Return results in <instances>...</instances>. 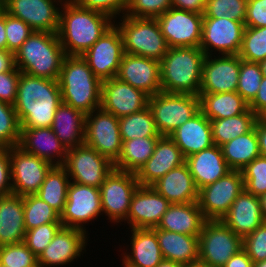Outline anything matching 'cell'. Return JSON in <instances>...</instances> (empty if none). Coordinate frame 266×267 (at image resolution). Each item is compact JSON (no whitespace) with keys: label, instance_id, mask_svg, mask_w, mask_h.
I'll list each match as a JSON object with an SVG mask.
<instances>
[{"label":"cell","instance_id":"cell-44","mask_svg":"<svg viewBox=\"0 0 266 267\" xmlns=\"http://www.w3.org/2000/svg\"><path fill=\"white\" fill-rule=\"evenodd\" d=\"M263 74L259 63L247 62L241 59L237 93L250 104L257 95Z\"/></svg>","mask_w":266,"mask_h":267},{"label":"cell","instance_id":"cell-29","mask_svg":"<svg viewBox=\"0 0 266 267\" xmlns=\"http://www.w3.org/2000/svg\"><path fill=\"white\" fill-rule=\"evenodd\" d=\"M171 204L198 201V189L186 163L170 170L151 185Z\"/></svg>","mask_w":266,"mask_h":267},{"label":"cell","instance_id":"cell-8","mask_svg":"<svg viewBox=\"0 0 266 267\" xmlns=\"http://www.w3.org/2000/svg\"><path fill=\"white\" fill-rule=\"evenodd\" d=\"M243 239L222 220H206L198 236L199 262L223 267L240 250Z\"/></svg>","mask_w":266,"mask_h":267},{"label":"cell","instance_id":"cell-10","mask_svg":"<svg viewBox=\"0 0 266 267\" xmlns=\"http://www.w3.org/2000/svg\"><path fill=\"white\" fill-rule=\"evenodd\" d=\"M119 118L101 107L86 115L84 144L115 162L121 153Z\"/></svg>","mask_w":266,"mask_h":267},{"label":"cell","instance_id":"cell-1","mask_svg":"<svg viewBox=\"0 0 266 267\" xmlns=\"http://www.w3.org/2000/svg\"><path fill=\"white\" fill-rule=\"evenodd\" d=\"M61 103L58 80L20 73L17 96L13 104L20 128L51 127Z\"/></svg>","mask_w":266,"mask_h":267},{"label":"cell","instance_id":"cell-42","mask_svg":"<svg viewBox=\"0 0 266 267\" xmlns=\"http://www.w3.org/2000/svg\"><path fill=\"white\" fill-rule=\"evenodd\" d=\"M238 56L244 61L255 63L266 59V26L245 27Z\"/></svg>","mask_w":266,"mask_h":267},{"label":"cell","instance_id":"cell-51","mask_svg":"<svg viewBox=\"0 0 266 267\" xmlns=\"http://www.w3.org/2000/svg\"><path fill=\"white\" fill-rule=\"evenodd\" d=\"M242 249L253 263L266 260V222L243 238Z\"/></svg>","mask_w":266,"mask_h":267},{"label":"cell","instance_id":"cell-18","mask_svg":"<svg viewBox=\"0 0 266 267\" xmlns=\"http://www.w3.org/2000/svg\"><path fill=\"white\" fill-rule=\"evenodd\" d=\"M62 4L59 0H3L4 11L34 31L57 33ZM57 4V5H56Z\"/></svg>","mask_w":266,"mask_h":267},{"label":"cell","instance_id":"cell-54","mask_svg":"<svg viewBox=\"0 0 266 267\" xmlns=\"http://www.w3.org/2000/svg\"><path fill=\"white\" fill-rule=\"evenodd\" d=\"M245 27L266 26V0H248Z\"/></svg>","mask_w":266,"mask_h":267},{"label":"cell","instance_id":"cell-53","mask_svg":"<svg viewBox=\"0 0 266 267\" xmlns=\"http://www.w3.org/2000/svg\"><path fill=\"white\" fill-rule=\"evenodd\" d=\"M20 73L16 66L11 71L0 73V101L15 103Z\"/></svg>","mask_w":266,"mask_h":267},{"label":"cell","instance_id":"cell-39","mask_svg":"<svg viewBox=\"0 0 266 267\" xmlns=\"http://www.w3.org/2000/svg\"><path fill=\"white\" fill-rule=\"evenodd\" d=\"M69 183L66 169L63 166H53L36 195L61 214L67 200Z\"/></svg>","mask_w":266,"mask_h":267},{"label":"cell","instance_id":"cell-60","mask_svg":"<svg viewBox=\"0 0 266 267\" xmlns=\"http://www.w3.org/2000/svg\"><path fill=\"white\" fill-rule=\"evenodd\" d=\"M14 67V54L7 50H0V73L11 71Z\"/></svg>","mask_w":266,"mask_h":267},{"label":"cell","instance_id":"cell-21","mask_svg":"<svg viewBox=\"0 0 266 267\" xmlns=\"http://www.w3.org/2000/svg\"><path fill=\"white\" fill-rule=\"evenodd\" d=\"M171 203L152 186H138L125 221L134 228H156Z\"/></svg>","mask_w":266,"mask_h":267},{"label":"cell","instance_id":"cell-11","mask_svg":"<svg viewBox=\"0 0 266 267\" xmlns=\"http://www.w3.org/2000/svg\"><path fill=\"white\" fill-rule=\"evenodd\" d=\"M139 186L136 173L113 169L100 186L103 214L113 223L125 222L133 193Z\"/></svg>","mask_w":266,"mask_h":267},{"label":"cell","instance_id":"cell-2","mask_svg":"<svg viewBox=\"0 0 266 267\" xmlns=\"http://www.w3.org/2000/svg\"><path fill=\"white\" fill-rule=\"evenodd\" d=\"M61 6L57 35L66 55L82 56L114 25L111 17L82 8L75 1Z\"/></svg>","mask_w":266,"mask_h":267},{"label":"cell","instance_id":"cell-65","mask_svg":"<svg viewBox=\"0 0 266 267\" xmlns=\"http://www.w3.org/2000/svg\"><path fill=\"white\" fill-rule=\"evenodd\" d=\"M183 267H209V266L198 261L197 263L183 265Z\"/></svg>","mask_w":266,"mask_h":267},{"label":"cell","instance_id":"cell-32","mask_svg":"<svg viewBox=\"0 0 266 267\" xmlns=\"http://www.w3.org/2000/svg\"><path fill=\"white\" fill-rule=\"evenodd\" d=\"M26 228L23 197L11 194L0 197V246L22 243Z\"/></svg>","mask_w":266,"mask_h":267},{"label":"cell","instance_id":"cell-66","mask_svg":"<svg viewBox=\"0 0 266 267\" xmlns=\"http://www.w3.org/2000/svg\"><path fill=\"white\" fill-rule=\"evenodd\" d=\"M253 267H266V260L254 263Z\"/></svg>","mask_w":266,"mask_h":267},{"label":"cell","instance_id":"cell-23","mask_svg":"<svg viewBox=\"0 0 266 267\" xmlns=\"http://www.w3.org/2000/svg\"><path fill=\"white\" fill-rule=\"evenodd\" d=\"M87 240V232L62 227L38 257L39 267L68 265L86 251Z\"/></svg>","mask_w":266,"mask_h":267},{"label":"cell","instance_id":"cell-56","mask_svg":"<svg viewBox=\"0 0 266 267\" xmlns=\"http://www.w3.org/2000/svg\"><path fill=\"white\" fill-rule=\"evenodd\" d=\"M249 109L257 116L266 115V77L262 78L257 95L249 104Z\"/></svg>","mask_w":266,"mask_h":267},{"label":"cell","instance_id":"cell-19","mask_svg":"<svg viewBox=\"0 0 266 267\" xmlns=\"http://www.w3.org/2000/svg\"><path fill=\"white\" fill-rule=\"evenodd\" d=\"M149 95L117 77L101 84V108L116 117L137 113L148 107Z\"/></svg>","mask_w":266,"mask_h":267},{"label":"cell","instance_id":"cell-31","mask_svg":"<svg viewBox=\"0 0 266 267\" xmlns=\"http://www.w3.org/2000/svg\"><path fill=\"white\" fill-rule=\"evenodd\" d=\"M131 234V252L122 253L124 267H157L164 258L155 231L134 228L131 229Z\"/></svg>","mask_w":266,"mask_h":267},{"label":"cell","instance_id":"cell-68","mask_svg":"<svg viewBox=\"0 0 266 267\" xmlns=\"http://www.w3.org/2000/svg\"><path fill=\"white\" fill-rule=\"evenodd\" d=\"M4 11V4L0 3V14Z\"/></svg>","mask_w":266,"mask_h":267},{"label":"cell","instance_id":"cell-38","mask_svg":"<svg viewBox=\"0 0 266 267\" xmlns=\"http://www.w3.org/2000/svg\"><path fill=\"white\" fill-rule=\"evenodd\" d=\"M256 119L257 115L248 108L244 113L234 117L210 120L213 143L220 147L249 132L255 126Z\"/></svg>","mask_w":266,"mask_h":267},{"label":"cell","instance_id":"cell-36","mask_svg":"<svg viewBox=\"0 0 266 267\" xmlns=\"http://www.w3.org/2000/svg\"><path fill=\"white\" fill-rule=\"evenodd\" d=\"M220 147L222 155L231 170H242L261 155L255 126L249 132L234 138Z\"/></svg>","mask_w":266,"mask_h":267},{"label":"cell","instance_id":"cell-43","mask_svg":"<svg viewBox=\"0 0 266 267\" xmlns=\"http://www.w3.org/2000/svg\"><path fill=\"white\" fill-rule=\"evenodd\" d=\"M20 122L13 105L0 101V148L18 146Z\"/></svg>","mask_w":266,"mask_h":267},{"label":"cell","instance_id":"cell-27","mask_svg":"<svg viewBox=\"0 0 266 267\" xmlns=\"http://www.w3.org/2000/svg\"><path fill=\"white\" fill-rule=\"evenodd\" d=\"M169 137L179 147L184 158L214 145L210 120L201 110L170 133Z\"/></svg>","mask_w":266,"mask_h":267},{"label":"cell","instance_id":"cell-45","mask_svg":"<svg viewBox=\"0 0 266 267\" xmlns=\"http://www.w3.org/2000/svg\"><path fill=\"white\" fill-rule=\"evenodd\" d=\"M248 0H207L203 18L227 17L244 22Z\"/></svg>","mask_w":266,"mask_h":267},{"label":"cell","instance_id":"cell-55","mask_svg":"<svg viewBox=\"0 0 266 267\" xmlns=\"http://www.w3.org/2000/svg\"><path fill=\"white\" fill-rule=\"evenodd\" d=\"M13 194L10 148H0V197Z\"/></svg>","mask_w":266,"mask_h":267},{"label":"cell","instance_id":"cell-47","mask_svg":"<svg viewBox=\"0 0 266 267\" xmlns=\"http://www.w3.org/2000/svg\"><path fill=\"white\" fill-rule=\"evenodd\" d=\"M0 264L9 267H39L38 257L23 242L0 246Z\"/></svg>","mask_w":266,"mask_h":267},{"label":"cell","instance_id":"cell-41","mask_svg":"<svg viewBox=\"0 0 266 267\" xmlns=\"http://www.w3.org/2000/svg\"><path fill=\"white\" fill-rule=\"evenodd\" d=\"M22 197L26 231L48 223H61L60 214L39 196L30 194Z\"/></svg>","mask_w":266,"mask_h":267},{"label":"cell","instance_id":"cell-37","mask_svg":"<svg viewBox=\"0 0 266 267\" xmlns=\"http://www.w3.org/2000/svg\"><path fill=\"white\" fill-rule=\"evenodd\" d=\"M159 137H139L122 141L119 158L114 162V168L137 173L154 152Z\"/></svg>","mask_w":266,"mask_h":267},{"label":"cell","instance_id":"cell-9","mask_svg":"<svg viewBox=\"0 0 266 267\" xmlns=\"http://www.w3.org/2000/svg\"><path fill=\"white\" fill-rule=\"evenodd\" d=\"M70 181L100 188L114 169V163L86 144L68 149L62 165Z\"/></svg>","mask_w":266,"mask_h":267},{"label":"cell","instance_id":"cell-33","mask_svg":"<svg viewBox=\"0 0 266 267\" xmlns=\"http://www.w3.org/2000/svg\"><path fill=\"white\" fill-rule=\"evenodd\" d=\"M165 260L187 265L199 261L198 236L152 228Z\"/></svg>","mask_w":266,"mask_h":267},{"label":"cell","instance_id":"cell-3","mask_svg":"<svg viewBox=\"0 0 266 267\" xmlns=\"http://www.w3.org/2000/svg\"><path fill=\"white\" fill-rule=\"evenodd\" d=\"M62 102L85 115L101 106L102 82L82 56L66 55L58 78Z\"/></svg>","mask_w":266,"mask_h":267},{"label":"cell","instance_id":"cell-49","mask_svg":"<svg viewBox=\"0 0 266 267\" xmlns=\"http://www.w3.org/2000/svg\"><path fill=\"white\" fill-rule=\"evenodd\" d=\"M172 7L171 0H129L126 16L156 19Z\"/></svg>","mask_w":266,"mask_h":267},{"label":"cell","instance_id":"cell-62","mask_svg":"<svg viewBox=\"0 0 266 267\" xmlns=\"http://www.w3.org/2000/svg\"><path fill=\"white\" fill-rule=\"evenodd\" d=\"M157 267H183L182 264L163 259Z\"/></svg>","mask_w":266,"mask_h":267},{"label":"cell","instance_id":"cell-52","mask_svg":"<svg viewBox=\"0 0 266 267\" xmlns=\"http://www.w3.org/2000/svg\"><path fill=\"white\" fill-rule=\"evenodd\" d=\"M82 8L103 13L112 19L117 15H125L129 0H75Z\"/></svg>","mask_w":266,"mask_h":267},{"label":"cell","instance_id":"cell-20","mask_svg":"<svg viewBox=\"0 0 266 267\" xmlns=\"http://www.w3.org/2000/svg\"><path fill=\"white\" fill-rule=\"evenodd\" d=\"M213 57L206 56L203 61L199 93L236 92L241 58L238 55Z\"/></svg>","mask_w":266,"mask_h":267},{"label":"cell","instance_id":"cell-17","mask_svg":"<svg viewBox=\"0 0 266 267\" xmlns=\"http://www.w3.org/2000/svg\"><path fill=\"white\" fill-rule=\"evenodd\" d=\"M11 180L14 195L36 194L53 165L26 153L19 146L10 148Z\"/></svg>","mask_w":266,"mask_h":267},{"label":"cell","instance_id":"cell-64","mask_svg":"<svg viewBox=\"0 0 266 267\" xmlns=\"http://www.w3.org/2000/svg\"><path fill=\"white\" fill-rule=\"evenodd\" d=\"M259 65H260L263 77H266V59L261 61V62H259Z\"/></svg>","mask_w":266,"mask_h":267},{"label":"cell","instance_id":"cell-15","mask_svg":"<svg viewBox=\"0 0 266 267\" xmlns=\"http://www.w3.org/2000/svg\"><path fill=\"white\" fill-rule=\"evenodd\" d=\"M156 20L169 48L199 47L203 14L171 7Z\"/></svg>","mask_w":266,"mask_h":267},{"label":"cell","instance_id":"cell-5","mask_svg":"<svg viewBox=\"0 0 266 267\" xmlns=\"http://www.w3.org/2000/svg\"><path fill=\"white\" fill-rule=\"evenodd\" d=\"M66 56L57 33L34 31L14 54L20 72L58 80Z\"/></svg>","mask_w":266,"mask_h":267},{"label":"cell","instance_id":"cell-63","mask_svg":"<svg viewBox=\"0 0 266 267\" xmlns=\"http://www.w3.org/2000/svg\"><path fill=\"white\" fill-rule=\"evenodd\" d=\"M259 198H260L261 212L266 222V193L260 196Z\"/></svg>","mask_w":266,"mask_h":267},{"label":"cell","instance_id":"cell-25","mask_svg":"<svg viewBox=\"0 0 266 267\" xmlns=\"http://www.w3.org/2000/svg\"><path fill=\"white\" fill-rule=\"evenodd\" d=\"M18 146L53 166H62L68 151L51 127L21 128Z\"/></svg>","mask_w":266,"mask_h":267},{"label":"cell","instance_id":"cell-22","mask_svg":"<svg viewBox=\"0 0 266 267\" xmlns=\"http://www.w3.org/2000/svg\"><path fill=\"white\" fill-rule=\"evenodd\" d=\"M149 96L162 92L160 61L125 53L116 76Z\"/></svg>","mask_w":266,"mask_h":267},{"label":"cell","instance_id":"cell-12","mask_svg":"<svg viewBox=\"0 0 266 267\" xmlns=\"http://www.w3.org/2000/svg\"><path fill=\"white\" fill-rule=\"evenodd\" d=\"M244 189L240 170H231L224 177L198 191V206L206 220H221Z\"/></svg>","mask_w":266,"mask_h":267},{"label":"cell","instance_id":"cell-35","mask_svg":"<svg viewBox=\"0 0 266 267\" xmlns=\"http://www.w3.org/2000/svg\"><path fill=\"white\" fill-rule=\"evenodd\" d=\"M200 110L209 120L234 117L244 113L249 104L237 92L199 93Z\"/></svg>","mask_w":266,"mask_h":267},{"label":"cell","instance_id":"cell-24","mask_svg":"<svg viewBox=\"0 0 266 267\" xmlns=\"http://www.w3.org/2000/svg\"><path fill=\"white\" fill-rule=\"evenodd\" d=\"M183 163L185 158L179 147L169 136L161 135L152 156L136 173L139 185L151 186L170 170Z\"/></svg>","mask_w":266,"mask_h":267},{"label":"cell","instance_id":"cell-57","mask_svg":"<svg viewBox=\"0 0 266 267\" xmlns=\"http://www.w3.org/2000/svg\"><path fill=\"white\" fill-rule=\"evenodd\" d=\"M172 7L180 10L203 14L207 0H171Z\"/></svg>","mask_w":266,"mask_h":267},{"label":"cell","instance_id":"cell-69","mask_svg":"<svg viewBox=\"0 0 266 267\" xmlns=\"http://www.w3.org/2000/svg\"><path fill=\"white\" fill-rule=\"evenodd\" d=\"M0 267H9V266H6V265H1V264H0Z\"/></svg>","mask_w":266,"mask_h":267},{"label":"cell","instance_id":"cell-50","mask_svg":"<svg viewBox=\"0 0 266 267\" xmlns=\"http://www.w3.org/2000/svg\"><path fill=\"white\" fill-rule=\"evenodd\" d=\"M7 51L15 54L34 30L21 19L5 12Z\"/></svg>","mask_w":266,"mask_h":267},{"label":"cell","instance_id":"cell-26","mask_svg":"<svg viewBox=\"0 0 266 267\" xmlns=\"http://www.w3.org/2000/svg\"><path fill=\"white\" fill-rule=\"evenodd\" d=\"M221 220L243 239L265 222L260 198L243 189Z\"/></svg>","mask_w":266,"mask_h":267},{"label":"cell","instance_id":"cell-4","mask_svg":"<svg viewBox=\"0 0 266 267\" xmlns=\"http://www.w3.org/2000/svg\"><path fill=\"white\" fill-rule=\"evenodd\" d=\"M206 55L200 47H172L160 61L162 92L198 96Z\"/></svg>","mask_w":266,"mask_h":267},{"label":"cell","instance_id":"cell-6","mask_svg":"<svg viewBox=\"0 0 266 267\" xmlns=\"http://www.w3.org/2000/svg\"><path fill=\"white\" fill-rule=\"evenodd\" d=\"M115 24L121 32L124 52L161 61L169 47L156 19L122 16Z\"/></svg>","mask_w":266,"mask_h":267},{"label":"cell","instance_id":"cell-40","mask_svg":"<svg viewBox=\"0 0 266 267\" xmlns=\"http://www.w3.org/2000/svg\"><path fill=\"white\" fill-rule=\"evenodd\" d=\"M119 130L122 141L161 136L148 107L140 112L120 117Z\"/></svg>","mask_w":266,"mask_h":267},{"label":"cell","instance_id":"cell-48","mask_svg":"<svg viewBox=\"0 0 266 267\" xmlns=\"http://www.w3.org/2000/svg\"><path fill=\"white\" fill-rule=\"evenodd\" d=\"M62 227V223H48L27 230L23 243L39 257Z\"/></svg>","mask_w":266,"mask_h":267},{"label":"cell","instance_id":"cell-16","mask_svg":"<svg viewBox=\"0 0 266 267\" xmlns=\"http://www.w3.org/2000/svg\"><path fill=\"white\" fill-rule=\"evenodd\" d=\"M244 30L245 23L241 21H233L227 17L203 18L199 47L206 56L214 54V49L219 55H238Z\"/></svg>","mask_w":266,"mask_h":267},{"label":"cell","instance_id":"cell-61","mask_svg":"<svg viewBox=\"0 0 266 267\" xmlns=\"http://www.w3.org/2000/svg\"><path fill=\"white\" fill-rule=\"evenodd\" d=\"M0 50H7L5 11L0 14Z\"/></svg>","mask_w":266,"mask_h":267},{"label":"cell","instance_id":"cell-59","mask_svg":"<svg viewBox=\"0 0 266 267\" xmlns=\"http://www.w3.org/2000/svg\"><path fill=\"white\" fill-rule=\"evenodd\" d=\"M253 265V261L242 249L237 254L233 255L223 267H253Z\"/></svg>","mask_w":266,"mask_h":267},{"label":"cell","instance_id":"cell-13","mask_svg":"<svg viewBox=\"0 0 266 267\" xmlns=\"http://www.w3.org/2000/svg\"><path fill=\"white\" fill-rule=\"evenodd\" d=\"M99 214H103L100 189L70 181L64 210L60 214L63 227L86 232L83 224L97 219Z\"/></svg>","mask_w":266,"mask_h":267},{"label":"cell","instance_id":"cell-58","mask_svg":"<svg viewBox=\"0 0 266 267\" xmlns=\"http://www.w3.org/2000/svg\"><path fill=\"white\" fill-rule=\"evenodd\" d=\"M261 156L266 157V115L257 116L255 121Z\"/></svg>","mask_w":266,"mask_h":267},{"label":"cell","instance_id":"cell-14","mask_svg":"<svg viewBox=\"0 0 266 267\" xmlns=\"http://www.w3.org/2000/svg\"><path fill=\"white\" fill-rule=\"evenodd\" d=\"M124 52L120 30L114 24L83 55L89 68L101 81L117 76Z\"/></svg>","mask_w":266,"mask_h":267},{"label":"cell","instance_id":"cell-30","mask_svg":"<svg viewBox=\"0 0 266 267\" xmlns=\"http://www.w3.org/2000/svg\"><path fill=\"white\" fill-rule=\"evenodd\" d=\"M206 219L197 202L173 203L157 225V229L199 236Z\"/></svg>","mask_w":266,"mask_h":267},{"label":"cell","instance_id":"cell-46","mask_svg":"<svg viewBox=\"0 0 266 267\" xmlns=\"http://www.w3.org/2000/svg\"><path fill=\"white\" fill-rule=\"evenodd\" d=\"M244 189L260 197L266 193V157L258 156L242 170Z\"/></svg>","mask_w":266,"mask_h":267},{"label":"cell","instance_id":"cell-34","mask_svg":"<svg viewBox=\"0 0 266 267\" xmlns=\"http://www.w3.org/2000/svg\"><path fill=\"white\" fill-rule=\"evenodd\" d=\"M85 119L83 112L70 105L62 102L58 106L51 129L67 150L84 144Z\"/></svg>","mask_w":266,"mask_h":267},{"label":"cell","instance_id":"cell-28","mask_svg":"<svg viewBox=\"0 0 266 267\" xmlns=\"http://www.w3.org/2000/svg\"><path fill=\"white\" fill-rule=\"evenodd\" d=\"M185 163L198 190L231 171L222 155L221 147L215 144L185 158Z\"/></svg>","mask_w":266,"mask_h":267},{"label":"cell","instance_id":"cell-7","mask_svg":"<svg viewBox=\"0 0 266 267\" xmlns=\"http://www.w3.org/2000/svg\"><path fill=\"white\" fill-rule=\"evenodd\" d=\"M148 108L160 135L169 136L200 111V97L159 92L149 96Z\"/></svg>","mask_w":266,"mask_h":267},{"label":"cell","instance_id":"cell-67","mask_svg":"<svg viewBox=\"0 0 266 267\" xmlns=\"http://www.w3.org/2000/svg\"><path fill=\"white\" fill-rule=\"evenodd\" d=\"M61 3H69L74 2L75 0H59Z\"/></svg>","mask_w":266,"mask_h":267}]
</instances>
